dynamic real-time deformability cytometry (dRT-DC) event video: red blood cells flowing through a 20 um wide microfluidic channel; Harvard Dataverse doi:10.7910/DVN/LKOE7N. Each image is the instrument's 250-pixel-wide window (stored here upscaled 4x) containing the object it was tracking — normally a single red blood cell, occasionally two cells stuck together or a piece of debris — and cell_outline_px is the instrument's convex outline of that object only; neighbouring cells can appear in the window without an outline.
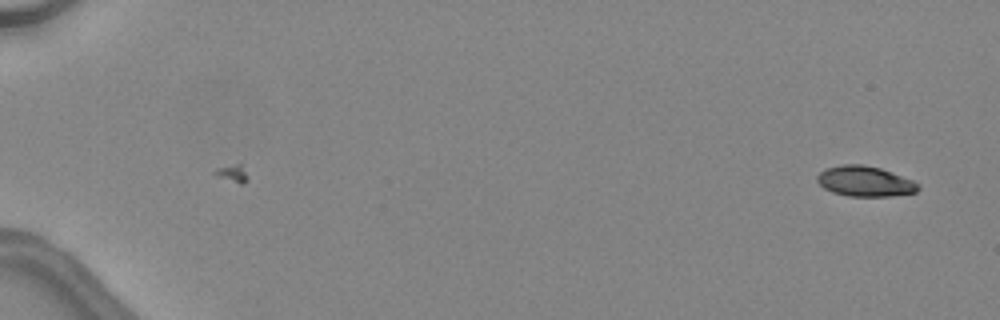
{"species": "common noctule bat (a hibernating species)", "species_latin": "Nyctalus noctula", "temperature_condition": "warm", "stored_images_in_passage": 8, "camera_frame_rate_fps": 3000, "um_per_image_px": 0.085, "animal": {"sex": "female", "body_mass_g": 24.6, "forearm_length_mm": 56.2}, "frame": {"image": 1, "passage_image": 8, "time_ms": 2.333, "image_size_px": [1000, 320], "cell_outline_px": [[920, 188], [916, 192], [888, 196], [848, 196], [832, 192], [824, 188], [816, 180], [816, 176], [820, 172], [828, 168], [840, 164], [864, 164], [880, 168], [912, 180], [920, 184]], "centroid_in_image_um": [73.51, 15.41], "position_along_channel_um": 11.5, "area_um2": 17.8}}